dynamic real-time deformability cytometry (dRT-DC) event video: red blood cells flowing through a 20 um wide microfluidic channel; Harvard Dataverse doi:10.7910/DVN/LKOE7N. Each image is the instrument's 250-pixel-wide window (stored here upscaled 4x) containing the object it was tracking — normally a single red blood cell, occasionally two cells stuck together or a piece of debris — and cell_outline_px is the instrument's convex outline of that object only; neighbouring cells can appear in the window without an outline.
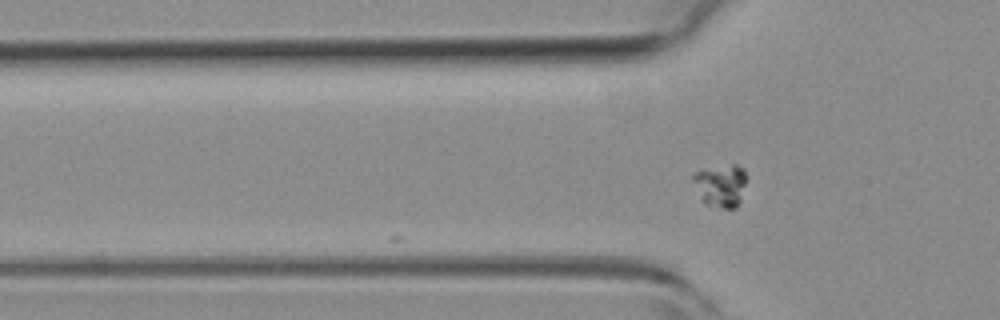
{"species": "common noctule bat (a hibernating species)", "species_latin": "Nyctalus noctula", "temperature_condition": "room temperature", "stored_images_in_passage": 3, "camera_frame_rate_fps": 3000, "um_per_image_px": 0.085, "animal": {"sex": "female", "body_mass_g": 19.3, "forearm_length_mm": 54.1}, "frame": {"image": 1, "passage_image": 3, "time_ms": 0.667, "image_size_px": [1000, 320], "cell_outline_px": [[744, 184], [740, 204], [736, 208], [724, 208], [704, 204], [692, 180], [692, 172], [732, 164], [736, 164], [744, 168]], "centroid_in_image_um": [61.24, 15.78], "position_along_channel_um": 64.6, "area_um2": 13.12}}